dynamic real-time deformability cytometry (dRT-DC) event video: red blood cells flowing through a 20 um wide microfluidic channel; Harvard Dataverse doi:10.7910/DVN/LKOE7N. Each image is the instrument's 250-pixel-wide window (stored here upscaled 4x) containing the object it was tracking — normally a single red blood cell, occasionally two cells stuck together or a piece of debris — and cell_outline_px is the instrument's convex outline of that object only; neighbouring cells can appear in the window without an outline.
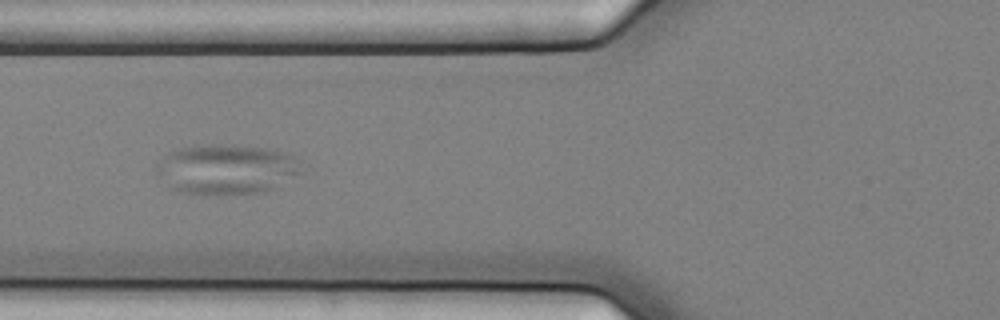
{"species": "common noctule bat (a hibernating species)", "species_latin": "Nyctalus noctula", "temperature_condition": "cold", "stored_images_in_passage": 39, "camera_frame_rate_fps": 3000, "um_per_image_px": 0.085, "animal": {"sex": "female", "body_mass_g": 25.1}, "frame": {"image": 1, "passage_image": 5, "time_ms": 1.333, "image_size_px": [1000, 320], "cell_outline_px": [[300, 172], [276, 188], [264, 192], [220, 196], [204, 196], [184, 192], [172, 188], [156, 172], [156, 164], [172, 152], [180, 148], [196, 144], [240, 144], [280, 152], [296, 156]], "centroid_in_image_um": [19.24, 14.4], "position_along_channel_um": 106.6, "area_um2": 42.43}}
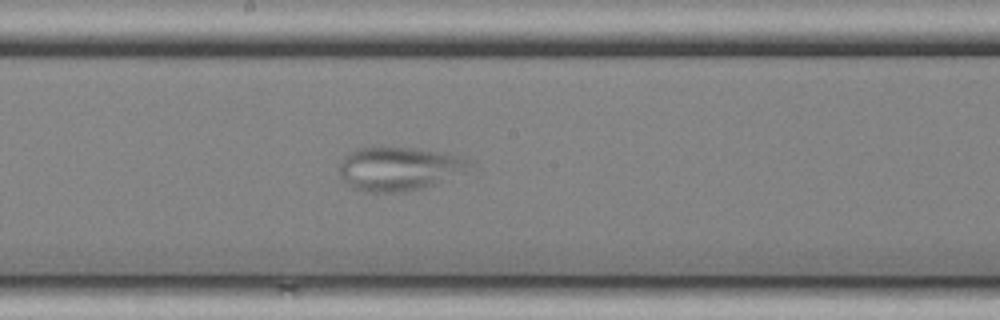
{"frame": {"image": 2, "passage_image": 14, "time_ms": 4.333, "image_size_px": [1000, 320], "cell_outline_px": [[480, 168], [476, 176], [404, 192], [364, 192], [352, 188], [340, 176], [340, 164], [344, 156], [356, 148], [416, 148], [464, 156], [476, 164]], "centroid_in_image_um": [34.23, 14.37], "position_along_channel_um": 214.0, "area_um2": 35.08}}
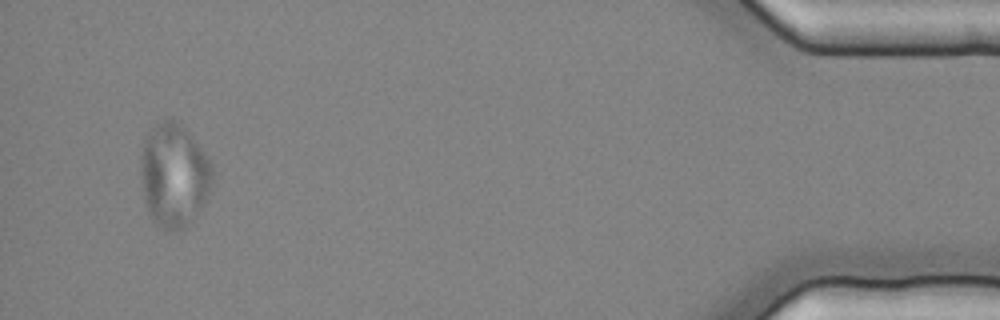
{"frame": {"image": 3, "passage_image": 37, "time_ms": 12.0, "image_size_px": [1000, 320], "cell_outline_px": [[212, 180], [208, 192], [200, 212], [180, 232], [164, 228], [152, 220], [148, 212], [144, 200], [140, 172], [140, 152], [144, 136], [160, 120], [168, 116], [172, 116], [180, 120], [208, 156], [212, 164]], "centroid_in_image_um": [14.77, 14.82], "position_along_channel_um": 420.4, "area_um2": 44.22}}